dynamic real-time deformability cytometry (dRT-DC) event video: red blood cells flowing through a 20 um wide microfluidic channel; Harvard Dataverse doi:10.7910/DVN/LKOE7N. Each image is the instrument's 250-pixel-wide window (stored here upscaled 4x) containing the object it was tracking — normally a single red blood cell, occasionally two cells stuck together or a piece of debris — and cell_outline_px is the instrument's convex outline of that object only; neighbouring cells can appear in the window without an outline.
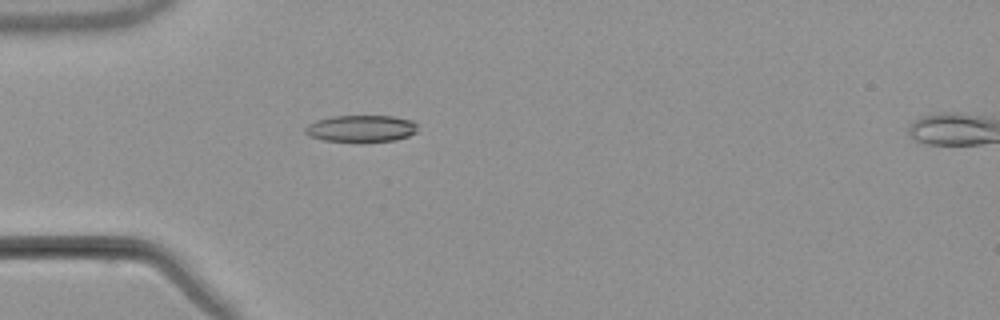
{"species": "common noctule bat (a hibernating species)", "species_latin": "Nyctalus noctula", "temperature_condition": "warm", "stored_images_in_passage": 2, "camera_frame_rate_fps": 3000, "um_per_image_px": 0.085, "animal": {"sex": "male", "body_mass_g": 21.5, "forearm_length_mm": 52.0}, "frame": {"image": 1, "passage_image": 1, "time_ms": 0.0, "image_size_px": [1000, 320], "cell_outline_px": [[416, 132], [408, 136], [396, 140], [324, 140], [308, 136], [304, 132], [304, 128], [308, 124], [316, 120], [332, 116], [392, 116], [412, 120], [416, 124]], "centroid_in_image_um": [30.67, 10.9], "position_along_channel_um": 54.3, "area_um2": 17.17}}